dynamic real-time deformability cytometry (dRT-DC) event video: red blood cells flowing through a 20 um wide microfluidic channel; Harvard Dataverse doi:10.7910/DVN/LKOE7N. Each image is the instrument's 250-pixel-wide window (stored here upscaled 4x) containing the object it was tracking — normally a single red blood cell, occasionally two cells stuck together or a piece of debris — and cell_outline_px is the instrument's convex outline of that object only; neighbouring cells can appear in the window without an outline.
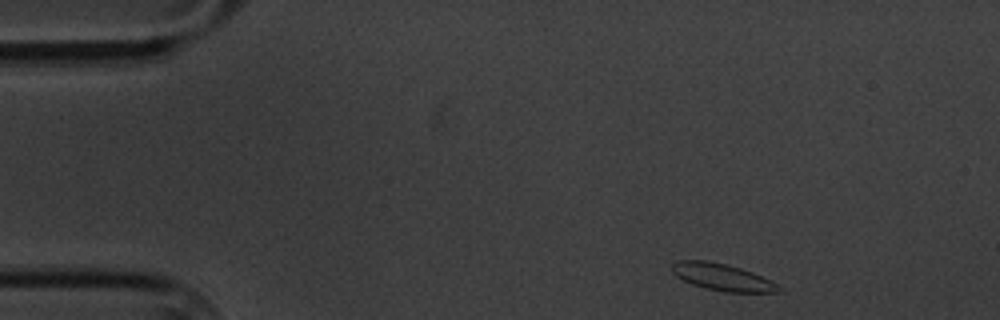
{"species": "common noctule bat (a hibernating species)", "species_latin": "Nyctalus noctula", "temperature_condition": "cold", "stored_images_in_passage": 52, "camera_frame_rate_fps": 3000, "um_per_image_px": 0.085, "animal": {"sex": "male", "body_mass_g": 20.1, "forearm_length_mm": 53.5}, "frame": {"image": 1, "passage_image": 1, "time_ms": 0.0, "image_size_px": [1000, 320], "cell_outline_px": [[780, 288], [776, 292], [724, 292], [704, 288], [692, 284], [676, 276], [672, 272], [672, 264], [676, 260], [708, 260], [740, 268], [752, 272], [776, 284]], "centroid_in_image_um": [61.31, 23.55], "position_along_channel_um": 23.7, "area_um2": 16.47}}
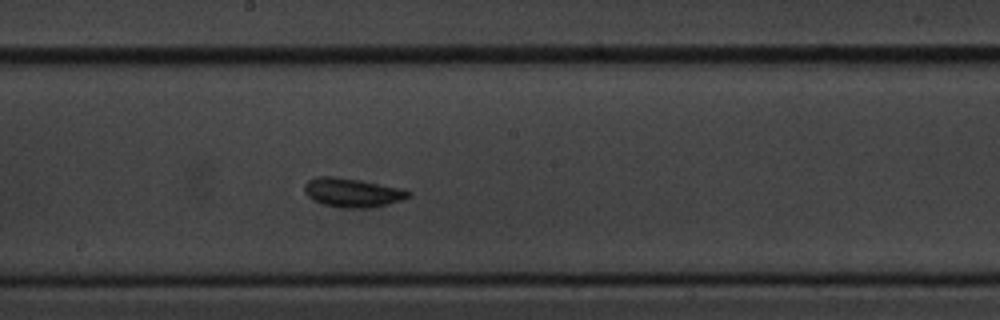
{"frame": {"image": 2, "passage_image": 25, "time_ms": 8.0, "image_size_px": [1000, 320], "cell_outline_px": [[412, 196], [388, 204], [368, 208], [344, 208], [324, 204], [312, 200], [304, 192], [304, 184], [308, 180], [316, 176], [332, 176], [360, 180], [400, 188], [412, 192]], "centroid_in_image_um": [29.93, 16.37], "position_along_channel_um": 218.3, "area_um2": 17.57}}
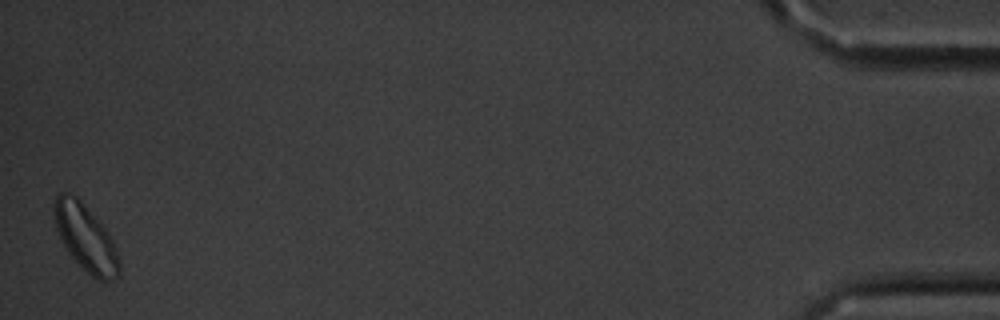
{"frame": {"image": 3, "passage_image": 52, "time_ms": 17.0, "image_size_px": [1000, 320], "cell_outline_px": [[120, 276], [112, 280], [96, 280], [68, 252], [56, 228], [52, 212], [52, 204], [56, 196], [60, 192], [68, 192], [76, 196], [84, 204], [108, 232], [116, 248], [120, 260]], "centroid_in_image_um": [7.28, 20.19], "position_along_channel_um": 427.9, "area_um2": 25.14}, "authors_computed_cell_mechanics": {"area_um2": 16.7909, "velocity_mm_per_s": 3.3291, "shape_relaxation_time_tau1_ms": 2.4423, "shape_relaxation_time_tau2_ms": 1.6672, "deformation_change_tau1": 0.1249, "deformation_change_tau2": 0.0712}}